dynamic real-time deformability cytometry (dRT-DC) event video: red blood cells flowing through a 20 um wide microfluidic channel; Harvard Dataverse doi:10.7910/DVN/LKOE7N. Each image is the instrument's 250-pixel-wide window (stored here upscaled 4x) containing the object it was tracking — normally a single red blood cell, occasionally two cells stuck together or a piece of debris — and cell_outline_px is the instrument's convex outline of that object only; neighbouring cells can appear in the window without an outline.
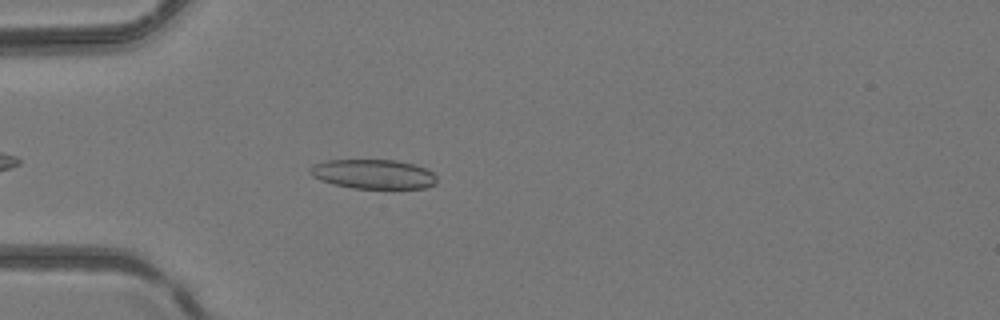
{"species": "common noctule bat (a hibernating species)", "species_latin": "Nyctalus noctula", "temperature_condition": "room temperature", "stored_images_in_passage": 32, "camera_frame_rate_fps": 3000, "um_per_image_px": 0.085, "animal": {"sex": "female", "body_mass_g": 24.6, "forearm_length_mm": 56.2}, "frame": {"image": 1, "passage_image": 5, "time_ms": 1.333, "image_size_px": [1000, 320], "cell_outline_px": [[436, 184], [424, 188], [352, 188], [320, 180], [312, 176], [308, 172], [308, 168], [312, 164], [328, 160], [396, 160], [412, 164], [424, 168], [432, 172], [436, 176]], "centroid_in_image_um": [31.69, 14.79], "position_along_channel_um": 53.3, "area_um2": 21.68}}
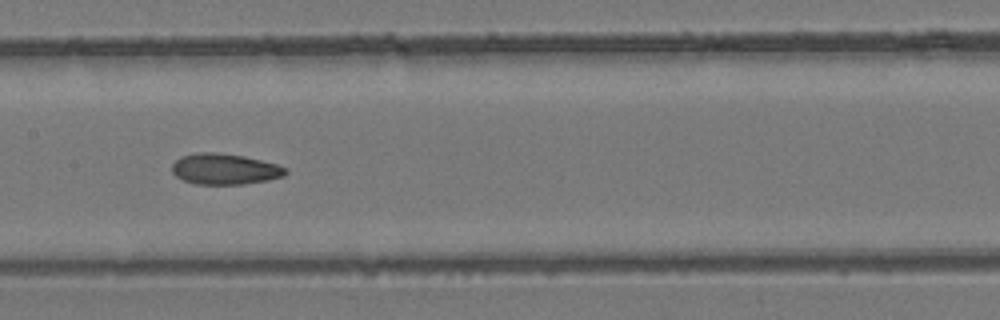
{"frame": {"image": 2, "passage_image": 15, "time_ms": 4.667, "image_size_px": [1000, 320], "cell_outline_px": [[288, 172], [284, 176], [268, 180], [244, 184], [196, 184], [184, 180], [176, 176], [172, 172], [172, 164], [180, 156], [196, 152], [216, 152], [244, 156], [276, 164], [288, 168]], "centroid_in_image_um": [19.1, 14.36], "position_along_channel_um": 188.3, "area_um2": 20.52}}
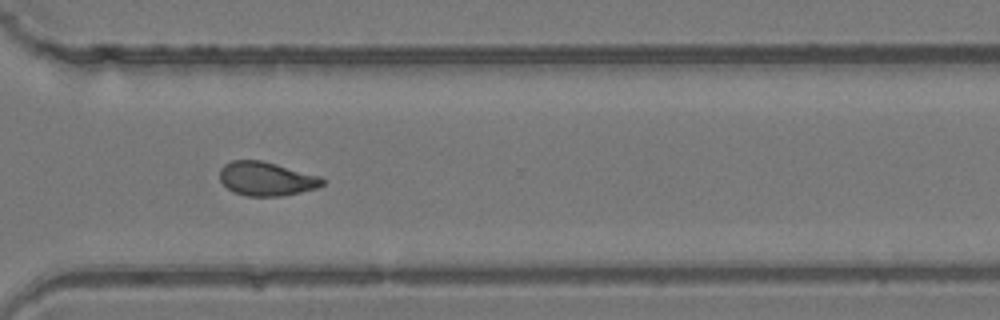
{"frame": {"image": 3, "passage_image": 26, "time_ms": 8.333, "image_size_px": [1000, 320], "cell_outline_px": [[324, 184], [316, 188], [300, 192], [280, 196], [248, 196], [232, 192], [220, 180], [220, 168], [224, 164], [232, 160], [260, 160], [276, 164], [320, 176], [324, 180]], "centroid_in_image_um": [22.62, 15.19], "position_along_channel_um": 348.0, "area_um2": 20.17}}